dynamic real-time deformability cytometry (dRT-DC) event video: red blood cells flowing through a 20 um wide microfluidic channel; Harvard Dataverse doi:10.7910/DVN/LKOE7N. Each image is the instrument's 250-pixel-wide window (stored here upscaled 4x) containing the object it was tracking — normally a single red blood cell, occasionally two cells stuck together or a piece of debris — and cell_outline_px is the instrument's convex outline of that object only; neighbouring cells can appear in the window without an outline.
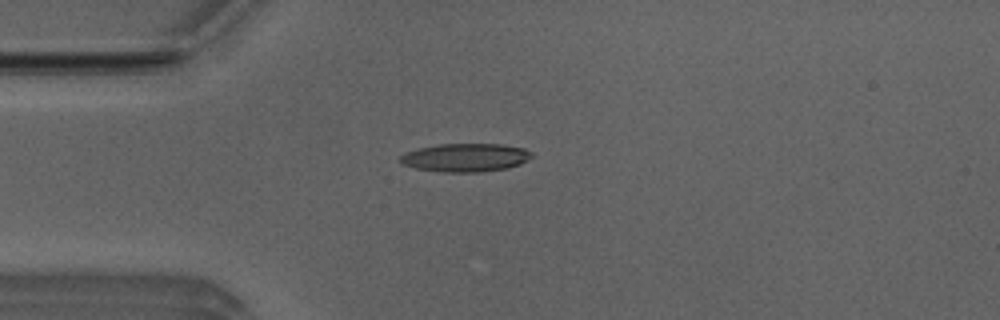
{"species": "Egyptian fruit bat (a non-hibernating species)", "species_latin": "Rousettus aegyptiacus", "temperature_condition": "room temperature", "stored_images_in_passage": 4, "camera_frame_rate_fps": 3000, "um_per_image_px": 0.085, "animal": {"sex": "male"}, "frame": {"image": 1, "passage_image": 4, "time_ms": 1.0, "image_size_px": [1000, 320], "cell_outline_px": [[532, 156], [528, 160], [520, 164], [508, 168], [480, 172], [444, 172], [416, 168], [400, 164], [396, 160], [400, 156], [408, 152], [420, 148], [440, 144], [500, 144], [524, 148], [532, 152]], "centroid_in_image_um": [39.56, 13.4], "position_along_channel_um": 45.4, "area_um2": 21.73}}